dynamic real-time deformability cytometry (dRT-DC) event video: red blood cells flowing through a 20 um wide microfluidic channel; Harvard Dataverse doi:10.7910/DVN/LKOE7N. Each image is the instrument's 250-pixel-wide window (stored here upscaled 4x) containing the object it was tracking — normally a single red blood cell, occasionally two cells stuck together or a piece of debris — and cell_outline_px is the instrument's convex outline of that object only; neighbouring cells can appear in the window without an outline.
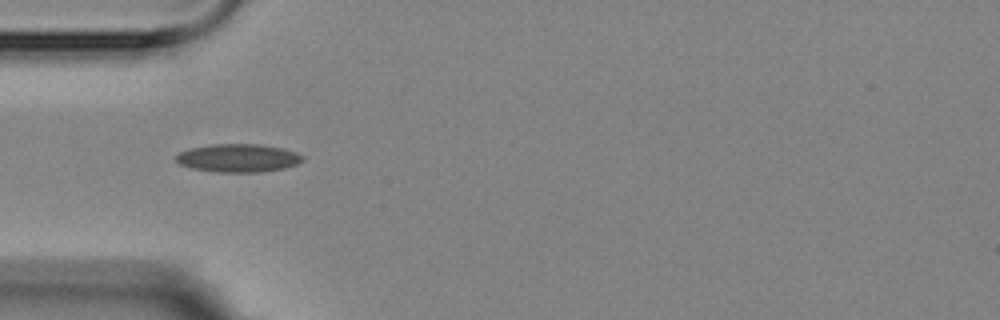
{"species": "Egyptian fruit bat (a non-hibernating species)", "species_latin": "Rousettus aegyptiacus", "temperature_condition": "room temperature", "stored_images_in_passage": 6, "camera_frame_rate_fps": 3000, "um_per_image_px": 0.085, "animal": {"sex": "female"}, "frame": {"image": 1, "passage_image": 5, "time_ms": 4.667, "image_size_px": [1000, 320], "cell_outline_px": [[304, 160], [296, 164], [284, 168], [260, 172], [220, 172], [192, 168], [180, 164], [176, 160], [176, 156], [180, 152], [192, 148], [212, 144], [260, 144], [284, 148], [296, 152], [304, 156]], "centroid_in_image_um": [20.29, 13.42], "position_along_channel_um": 64.7, "area_um2": 20.69}}
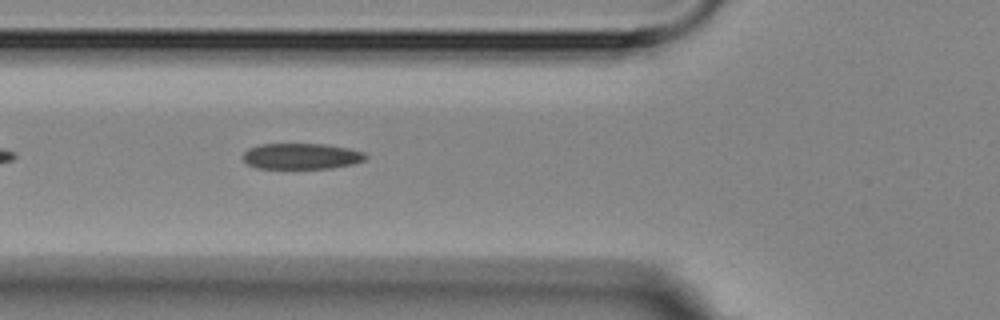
{"frame": {"image": 2, "passage_image": 6, "time_ms": 5.667, "image_size_px": [1000, 320], "cell_outline_px": [[368, 156], [364, 160], [352, 164], [332, 168], [256, 168], [248, 164], [244, 160], [244, 152], [248, 148], [260, 144], [324, 144], [348, 148], [364, 152]], "centroid_in_image_um": [25.62, 13.27], "position_along_channel_um": 100.2, "area_um2": 18.44}}